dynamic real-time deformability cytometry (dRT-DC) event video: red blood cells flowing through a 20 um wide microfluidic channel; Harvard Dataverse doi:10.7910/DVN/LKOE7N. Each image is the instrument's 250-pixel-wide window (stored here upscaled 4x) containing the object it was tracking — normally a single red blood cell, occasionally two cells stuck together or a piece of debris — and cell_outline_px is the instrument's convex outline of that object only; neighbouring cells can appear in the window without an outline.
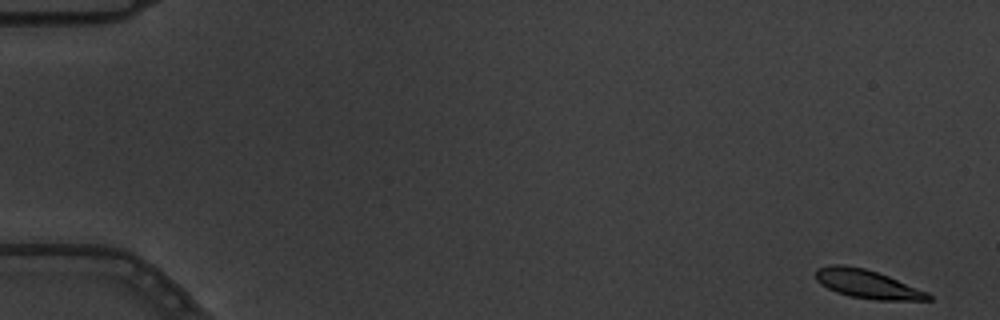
{"species": "common noctule bat (a hibernating species)", "species_latin": "Nyctalus noctula", "temperature_condition": "warm", "stored_images_in_passage": 5, "segment_of_instrument_passage": [2, 2], "camera_frame_rate_fps": 3000, "um_per_image_px": 0.085, "animal": {"sex": "male", "body_mass_g": 19.5, "forearm_length_mm": 54.6}, "frame": {"image": 1, "passage_image": 5, "time_ms": 1.333, "image_size_px": [1000, 320], "cell_outline_px": [[932, 300], [876, 300], [848, 296], [836, 292], [820, 284], [816, 280], [816, 268], [832, 264], [844, 264], [864, 268], [888, 276], [928, 292], [932, 296]], "centroid_in_image_um": [73.7, 24.14], "position_along_channel_um": 11.3, "area_um2": 18.79}}